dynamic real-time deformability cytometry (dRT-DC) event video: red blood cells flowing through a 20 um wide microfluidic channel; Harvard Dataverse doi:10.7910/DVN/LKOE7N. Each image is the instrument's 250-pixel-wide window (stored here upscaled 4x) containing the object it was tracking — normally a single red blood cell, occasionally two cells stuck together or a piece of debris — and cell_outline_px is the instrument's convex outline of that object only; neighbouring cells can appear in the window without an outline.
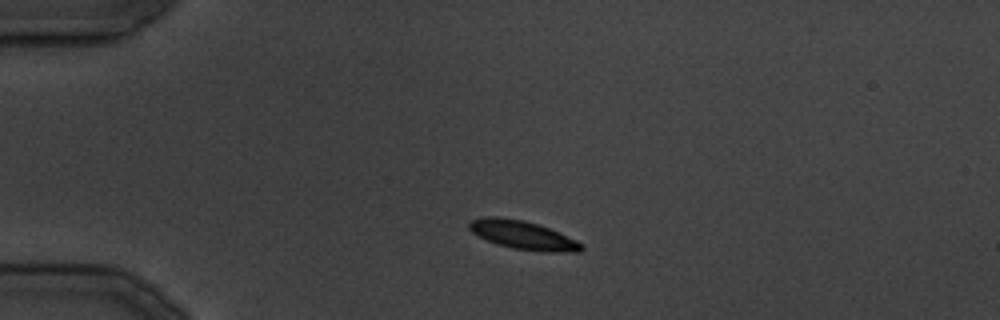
{"species": "common noctule bat (a hibernating species)", "species_latin": "Nyctalus noctula", "temperature_condition": "cold", "stored_images_in_passage": 27, "camera_frame_rate_fps": 3000, "um_per_image_px": 0.085, "animal": {"sex": "male", "body_mass_g": 19.5, "forearm_length_mm": 54.6}, "frame": {"image": 1, "passage_image": 1, "time_ms": 0.0, "image_size_px": [1000, 320], "cell_outline_px": [[584, 248], [580, 252], [544, 252], [512, 248], [496, 244], [472, 232], [468, 228], [468, 224], [472, 220], [484, 216], [496, 216], [524, 220], [548, 228], [576, 240], [584, 244]], "centroid_in_image_um": [44.46, 19.99], "position_along_channel_um": 40.5, "area_um2": 18.61}}
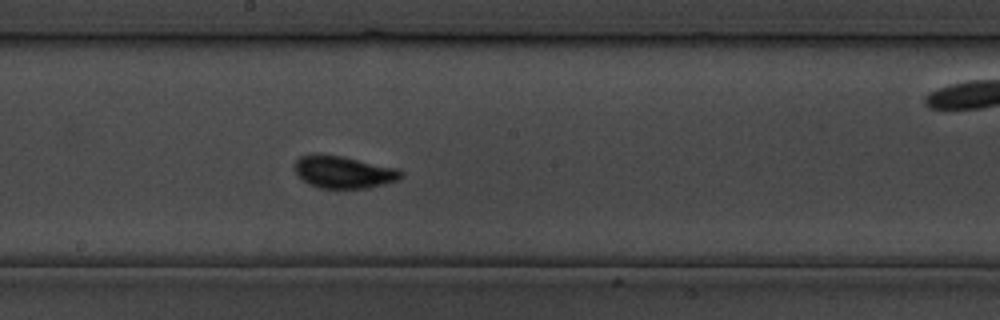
{"frame": {"image": 2, "passage_image": 12, "time_ms": 13.667, "image_size_px": [1000, 320], "cell_outline_px": [[404, 176], [400, 180], [368, 188], [320, 188], [308, 184], [296, 172], [296, 160], [300, 156], [340, 156], [400, 168], [404, 172]], "centroid_in_image_um": [29.33, 14.66], "position_along_channel_um": 218.9, "area_um2": 19.65}}
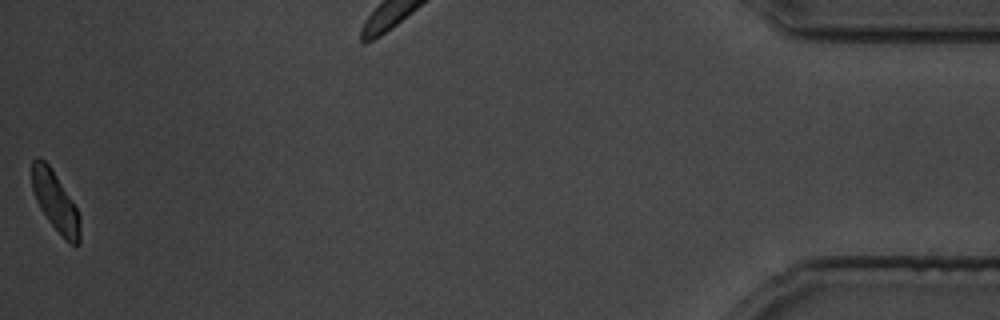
{"frame": {"image": 3, "passage_image": 27, "time_ms": 32.667, "image_size_px": [1000, 320], "cell_outline_px": [[80, 244], [72, 244], [48, 220], [40, 208], [36, 200], [32, 188], [32, 160], [36, 156], [40, 156], [52, 168], [76, 208], [80, 216]], "centroid_in_image_um": [4.69, 17.07], "position_along_channel_um": 430.5, "area_um2": 16.36}}